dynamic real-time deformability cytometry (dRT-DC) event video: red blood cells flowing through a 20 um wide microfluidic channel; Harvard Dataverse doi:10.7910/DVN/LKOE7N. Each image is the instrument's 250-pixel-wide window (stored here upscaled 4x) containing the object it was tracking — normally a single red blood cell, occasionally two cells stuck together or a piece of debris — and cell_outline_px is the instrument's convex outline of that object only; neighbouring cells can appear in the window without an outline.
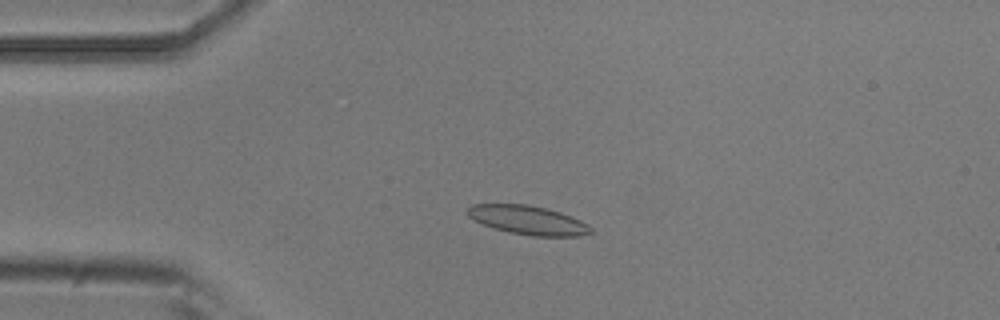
{"species": "common noctule bat (a hibernating species)", "species_latin": "Nyctalus noctula", "temperature_condition": "room temperature", "stored_images_in_passage": 5, "camera_frame_rate_fps": 3000, "um_per_image_px": 0.085, "animal": {"sex": "male", "body_mass_g": 20.5, "forearm_length_mm": 52.5}, "frame": {"image": 1, "passage_image": 4, "time_ms": 1.0, "image_size_px": [1000, 320], "cell_outline_px": [[596, 232], [580, 236], [532, 236], [508, 232], [472, 220], [468, 216], [468, 208], [472, 204], [528, 204], [548, 208], [560, 212], [580, 220], [588, 224]], "centroid_in_image_um": [44.92, 18.71], "position_along_channel_um": 40.1, "area_um2": 20.87}}